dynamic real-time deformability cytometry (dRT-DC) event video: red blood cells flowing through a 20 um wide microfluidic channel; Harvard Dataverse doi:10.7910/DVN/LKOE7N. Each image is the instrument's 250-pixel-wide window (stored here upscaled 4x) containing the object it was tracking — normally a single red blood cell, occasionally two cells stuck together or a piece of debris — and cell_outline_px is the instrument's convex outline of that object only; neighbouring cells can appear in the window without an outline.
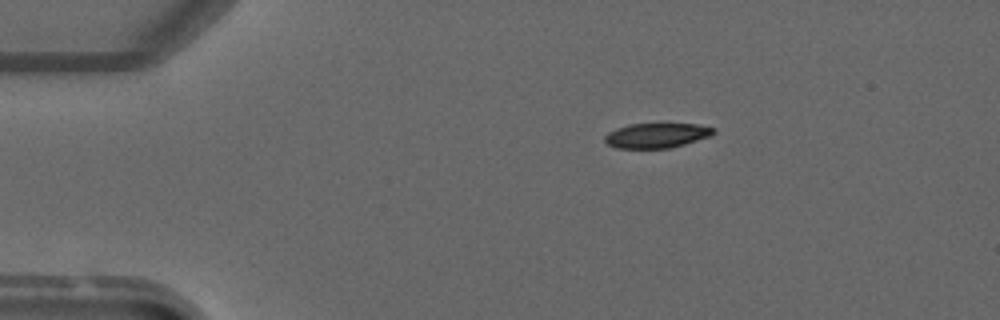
{"species": "common noctule bat (a hibernating species)", "species_latin": "Nyctalus noctula", "temperature_condition": "warm", "stored_images_in_passage": 2, "camera_frame_rate_fps": 3000, "um_per_image_px": 0.085, "animal": {"sex": "male", "forearm_length_mm": 52.5}, "frame": {"image": 1, "passage_image": 2, "time_ms": 1.333, "image_size_px": [1000, 320], "cell_outline_px": [[716, 132], [712, 136], [684, 144], [668, 148], [616, 148], [608, 144], [604, 140], [604, 136], [608, 132], [616, 128], [628, 124], [696, 124], [716, 128]], "centroid_in_image_um": [55.82, 11.51], "position_along_channel_um": 29.2, "area_um2": 15.78}}